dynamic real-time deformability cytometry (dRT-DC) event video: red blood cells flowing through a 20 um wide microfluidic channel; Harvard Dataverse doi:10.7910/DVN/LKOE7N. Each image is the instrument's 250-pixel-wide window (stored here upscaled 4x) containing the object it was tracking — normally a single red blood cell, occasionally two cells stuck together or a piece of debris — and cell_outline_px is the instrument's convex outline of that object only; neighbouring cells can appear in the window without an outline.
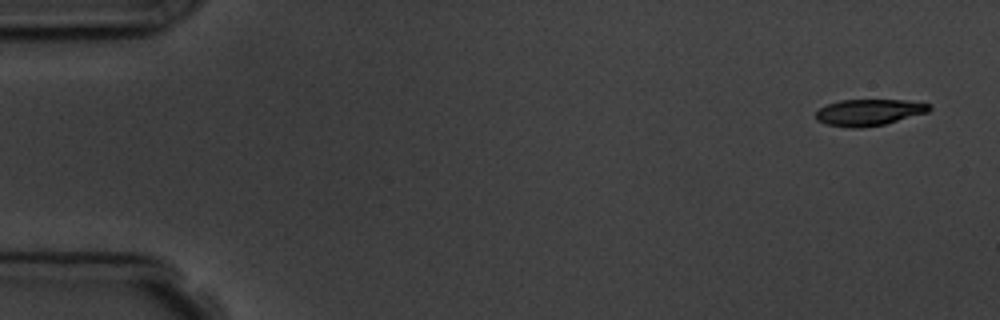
{"species": "common noctule bat (a hibernating species)", "species_latin": "Nyctalus noctula", "temperature_condition": "room temperature", "stored_images_in_passage": 4, "camera_frame_rate_fps": 3000, "um_per_image_px": 0.085, "animal": {"sex": "male", "body_mass_g": 19.5, "forearm_length_mm": 54.6}, "frame": {"image": 1, "passage_image": 1, "time_ms": 0.0, "image_size_px": [1000, 320], "cell_outline_px": [[932, 108], [928, 112], [884, 124], [860, 128], [852, 128], [828, 124], [816, 120], [816, 112], [820, 108], [828, 104], [840, 100], [904, 100], [932, 104]], "centroid_in_image_um": [73.88, 9.54], "position_along_channel_um": 11.1, "area_um2": 17.34}}
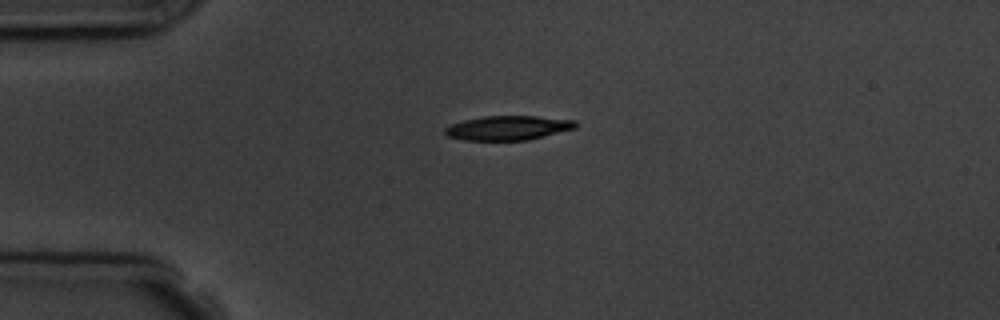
{"frame": {"image": 2, "passage_image": 4, "time_ms": 3.667, "image_size_px": [1000, 320], "cell_outline_px": [[576, 128], [528, 140], [464, 140], [448, 136], [444, 132], [444, 128], [448, 124], [464, 120], [484, 116], [536, 116], [576, 120]], "centroid_in_image_um": [43.16, 10.87], "position_along_channel_um": 41.8, "area_um2": 18.55}}